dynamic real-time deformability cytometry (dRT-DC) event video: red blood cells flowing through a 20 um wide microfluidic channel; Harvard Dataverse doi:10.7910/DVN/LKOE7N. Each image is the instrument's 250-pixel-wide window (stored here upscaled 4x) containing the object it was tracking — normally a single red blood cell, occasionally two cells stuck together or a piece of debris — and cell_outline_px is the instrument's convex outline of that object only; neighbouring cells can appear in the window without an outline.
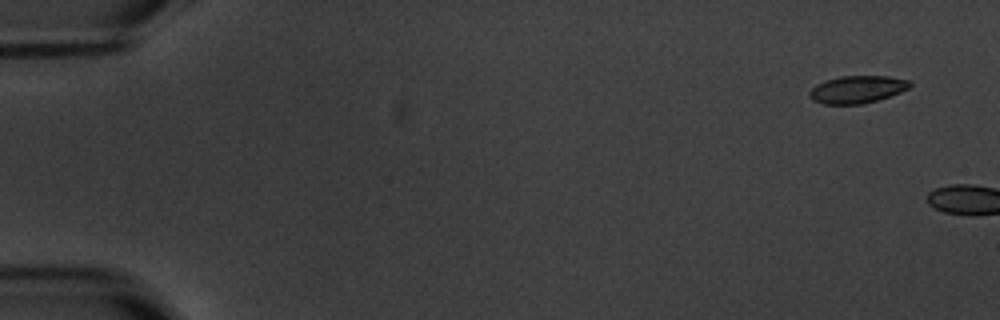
{"species": "common noctule bat (a hibernating species)", "species_latin": "Nyctalus noctula", "temperature_condition": "warm", "stored_images_in_passage": 2, "camera_frame_rate_fps": 3000, "um_per_image_px": 0.085, "animal": {"sex": "male", "body_mass_g": 20.1, "forearm_length_mm": 53.5}, "frame": {"image": 1, "passage_image": 1, "time_ms": 0.0, "image_size_px": [1000, 320], "cell_outline_px": [[912, 84], [908, 88], [900, 92], [876, 100], [860, 104], [824, 104], [812, 100], [808, 92], [816, 84], [840, 76], [888, 76], [908, 80]], "centroid_in_image_um": [72.84, 7.6], "position_along_channel_um": 12.2, "area_um2": 15.84}}